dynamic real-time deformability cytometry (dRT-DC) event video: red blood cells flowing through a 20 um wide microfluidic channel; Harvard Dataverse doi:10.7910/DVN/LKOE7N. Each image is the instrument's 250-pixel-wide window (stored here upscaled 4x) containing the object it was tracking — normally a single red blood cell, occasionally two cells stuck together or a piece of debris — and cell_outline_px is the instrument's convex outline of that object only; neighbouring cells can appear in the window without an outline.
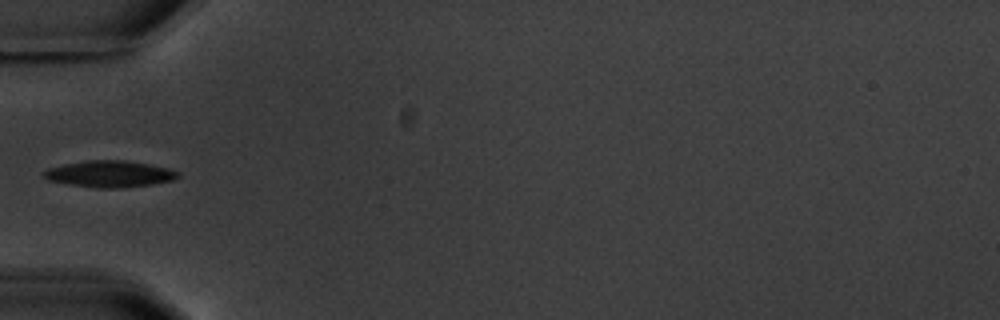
{"species": "common noctule bat (a hibernating species)", "species_latin": "Nyctalus noctula", "temperature_condition": "warm", "stored_images_in_passage": 5, "camera_frame_rate_fps": 3000, "um_per_image_px": 0.085, "animal": {"sex": "male", "body_mass_g": 20.1, "forearm_length_mm": 53.5}, "frame": {"image": 1, "passage_image": 5, "time_ms": 4.667, "image_size_px": [1000, 320], "cell_outline_px": [[180, 176], [172, 180], [152, 184], [124, 188], [96, 188], [48, 180], [44, 176], [44, 172], [48, 168], [64, 164], [88, 160], [124, 160], [148, 164], [168, 168], [180, 172]], "centroid_in_image_um": [9.35, 14.78], "position_along_channel_um": 75.6, "area_um2": 20.58}}